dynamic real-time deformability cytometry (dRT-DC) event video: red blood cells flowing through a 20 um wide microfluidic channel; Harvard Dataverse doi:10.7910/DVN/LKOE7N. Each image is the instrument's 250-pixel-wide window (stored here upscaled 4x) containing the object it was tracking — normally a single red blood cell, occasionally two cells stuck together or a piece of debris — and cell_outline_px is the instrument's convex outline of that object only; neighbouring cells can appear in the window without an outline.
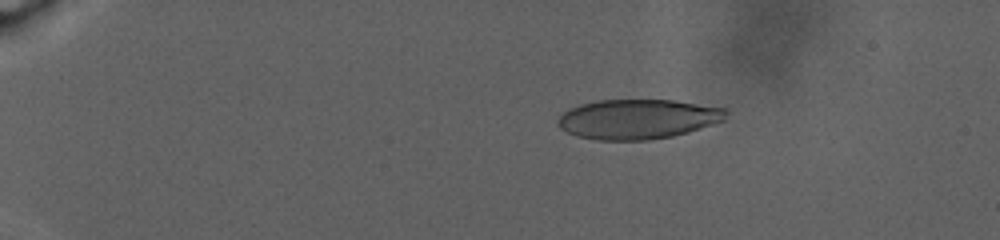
{"species": "human", "species_latin": "Homo sapiens", "temperature_condition": "warm", "stored_images_in_passage": 163, "camera_frame_rate_fps": 3000, "um_per_image_px": 0.085, "donor": {"sex": "male"}, "frame": {"image": 1, "passage_image": 30, "time_ms": 6.333, "image_size_px": [1000, 240], "cell_outline_px": [[728, 112], [724, 120], [688, 132], [672, 136], [648, 140], [600, 140], [576, 136], [560, 128], [556, 124], [556, 120], [568, 108], [580, 104], [600, 100], [672, 100], [724, 108]], "centroid_in_image_um": [54.17, 10.12], "position_along_channel_um": 30.8, "area_um2": 38.84}}
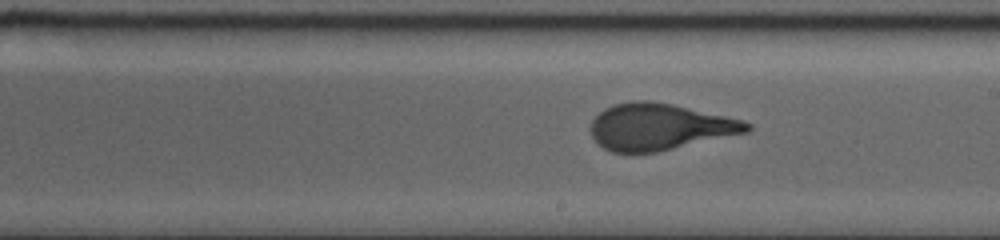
{"frame": {"image": 2, "passage_image": 101, "time_ms": 19.333, "image_size_px": [1000, 240], "cell_outline_px": [[752, 128], [748, 132], [656, 152], [612, 152], [604, 148], [592, 136], [592, 120], [604, 108], [612, 104], [636, 100], [652, 100], [672, 104], [744, 120], [752, 124]], "centroid_in_image_um": [56.08, 10.76], "position_along_channel_um": 232.9, "area_um2": 42.14}}
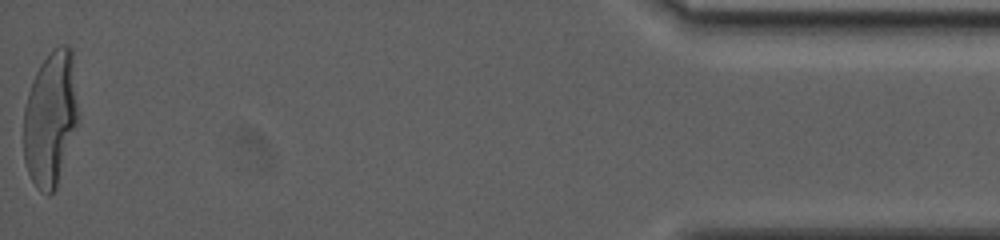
{"frame": {"image": 3, "passage_image": 163, "time_ms": 30.667, "image_size_px": [1000, 240], "cell_outline_px": [[80, 116], [56, 188], [48, 196], [40, 192], [36, 188], [28, 172], [24, 160], [24, 108], [28, 92], [32, 80], [40, 64], [52, 48], [60, 44], [68, 44], [72, 48]], "centroid_in_image_um": [4.31, 10.03], "position_along_channel_um": 430.9, "area_um2": 43.7}, "authors_computed_cell_mechanics": {"area_um2": 41.7316, "velocity_mm_per_s": 2.4046, "shape_relaxation_time_tau1_ms": 8.4024, "shape_relaxation_time_tau2_ms": null, "deformation_change_tau1": 0.2559, "deformation_change_tau2": null}}